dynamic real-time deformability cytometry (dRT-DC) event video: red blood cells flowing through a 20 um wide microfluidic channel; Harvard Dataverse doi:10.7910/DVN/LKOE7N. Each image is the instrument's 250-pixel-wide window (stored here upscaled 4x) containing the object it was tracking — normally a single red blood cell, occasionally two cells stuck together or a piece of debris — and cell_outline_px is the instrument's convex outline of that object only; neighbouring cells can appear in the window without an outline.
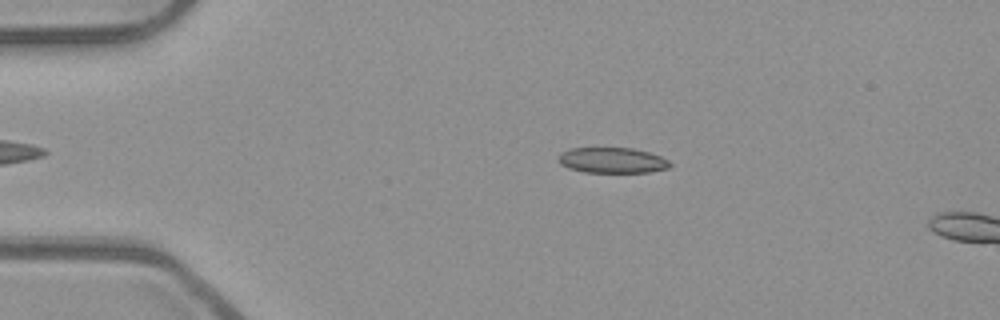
{"species": "common noctule bat (a hibernating species)", "species_latin": "Nyctalus noctula", "temperature_condition": "room temperature", "stored_images_in_passage": 13, "camera_frame_rate_fps": 3000, "um_per_image_px": 0.085, "animal": {"sex": "male", "body_mass_g": 23.1, "forearm_length_mm": 52.7}, "frame": {"image": 1, "passage_image": 10, "time_ms": 3.0, "image_size_px": [1000, 320], "cell_outline_px": [[672, 164], [668, 168], [648, 172], [584, 172], [568, 168], [560, 164], [556, 160], [560, 152], [572, 148], [632, 148], [648, 152], [660, 156], [668, 160]], "centroid_in_image_um": [52.0, 13.62], "position_along_channel_um": 33.0, "area_um2": 16.65}}